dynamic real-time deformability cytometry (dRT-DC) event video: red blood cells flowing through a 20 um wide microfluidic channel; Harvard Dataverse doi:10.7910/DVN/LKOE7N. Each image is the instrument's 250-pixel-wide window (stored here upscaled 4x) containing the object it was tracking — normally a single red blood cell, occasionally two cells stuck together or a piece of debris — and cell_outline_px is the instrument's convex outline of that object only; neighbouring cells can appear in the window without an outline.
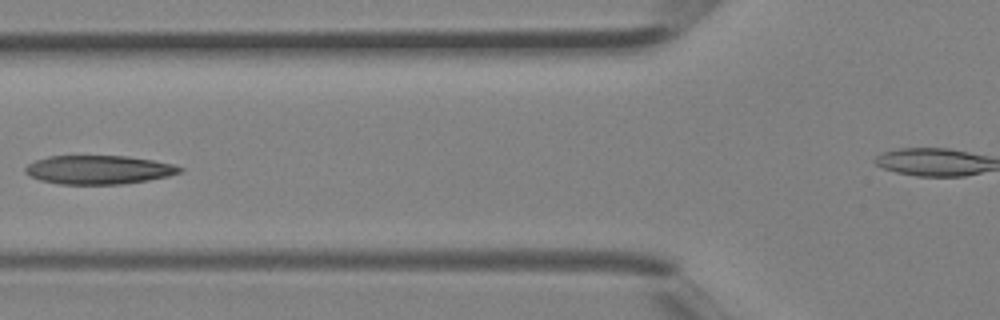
{"species": "Egyptian fruit bat (a non-hibernating species)", "species_latin": "Rousettus aegyptiacus", "temperature_condition": "room temperature", "stored_images_in_passage": 6, "segment_of_instrument_passage": [1, 2], "camera_frame_rate_fps": 3000, "um_per_image_px": 0.085, "animal": {"sex": "female"}, "frame": {"image": 1, "passage_image": 5, "time_ms": 1.333, "image_size_px": [1000, 320], "cell_outline_px": [[184, 168], [180, 172], [168, 176], [148, 180], [120, 184], [56, 184], [40, 180], [24, 172], [24, 168], [28, 164], [36, 160], [48, 156], [128, 156], [152, 160], [172, 164]], "centroid_in_image_um": [8.37, 14.43], "position_along_channel_um": 117.4, "area_um2": 25.78}}